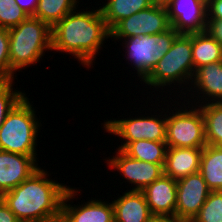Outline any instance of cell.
<instances>
[{"label": "cell", "mask_w": 222, "mask_h": 222, "mask_svg": "<svg viewBox=\"0 0 222 222\" xmlns=\"http://www.w3.org/2000/svg\"><path fill=\"white\" fill-rule=\"evenodd\" d=\"M25 95L7 114L0 127V150L36 156L37 137L42 126L35 107Z\"/></svg>", "instance_id": "5b68a950"}, {"label": "cell", "mask_w": 222, "mask_h": 222, "mask_svg": "<svg viewBox=\"0 0 222 222\" xmlns=\"http://www.w3.org/2000/svg\"><path fill=\"white\" fill-rule=\"evenodd\" d=\"M36 157L0 150V197L40 168Z\"/></svg>", "instance_id": "9a60e30c"}, {"label": "cell", "mask_w": 222, "mask_h": 222, "mask_svg": "<svg viewBox=\"0 0 222 222\" xmlns=\"http://www.w3.org/2000/svg\"><path fill=\"white\" fill-rule=\"evenodd\" d=\"M180 33L174 28L154 35L132 36L122 39V46L127 53L128 63L134 66L137 77L142 82L153 70L157 62L169 51L175 38Z\"/></svg>", "instance_id": "52a82bcc"}, {"label": "cell", "mask_w": 222, "mask_h": 222, "mask_svg": "<svg viewBox=\"0 0 222 222\" xmlns=\"http://www.w3.org/2000/svg\"><path fill=\"white\" fill-rule=\"evenodd\" d=\"M126 191L118 199L112 201L115 222H146L152 214L144 193L142 191Z\"/></svg>", "instance_id": "ac0fdd59"}, {"label": "cell", "mask_w": 222, "mask_h": 222, "mask_svg": "<svg viewBox=\"0 0 222 222\" xmlns=\"http://www.w3.org/2000/svg\"><path fill=\"white\" fill-rule=\"evenodd\" d=\"M13 83L14 80L0 81V127L7 114L26 95L25 91L16 90Z\"/></svg>", "instance_id": "484cf974"}, {"label": "cell", "mask_w": 222, "mask_h": 222, "mask_svg": "<svg viewBox=\"0 0 222 222\" xmlns=\"http://www.w3.org/2000/svg\"><path fill=\"white\" fill-rule=\"evenodd\" d=\"M8 33L10 80L17 77L14 76L16 71L33 66L47 50L52 51L51 27L39 18L28 16L19 25L9 28Z\"/></svg>", "instance_id": "3957f363"}, {"label": "cell", "mask_w": 222, "mask_h": 222, "mask_svg": "<svg viewBox=\"0 0 222 222\" xmlns=\"http://www.w3.org/2000/svg\"><path fill=\"white\" fill-rule=\"evenodd\" d=\"M194 64L192 61V33H180L169 51L157 62L150 74L142 81L149 88H171V84L182 88L192 82ZM178 83V84H177ZM183 85V86H182ZM164 87V88H163Z\"/></svg>", "instance_id": "277c9868"}, {"label": "cell", "mask_w": 222, "mask_h": 222, "mask_svg": "<svg viewBox=\"0 0 222 222\" xmlns=\"http://www.w3.org/2000/svg\"><path fill=\"white\" fill-rule=\"evenodd\" d=\"M79 192L81 191L72 187L66 190L61 206V219L64 222H115L112 202L91 198L85 204L71 205L69 201Z\"/></svg>", "instance_id": "7c38bea8"}, {"label": "cell", "mask_w": 222, "mask_h": 222, "mask_svg": "<svg viewBox=\"0 0 222 222\" xmlns=\"http://www.w3.org/2000/svg\"><path fill=\"white\" fill-rule=\"evenodd\" d=\"M171 27L167 8L152 5L119 21L110 30V38L116 43L132 36L159 34Z\"/></svg>", "instance_id": "9c48e42d"}, {"label": "cell", "mask_w": 222, "mask_h": 222, "mask_svg": "<svg viewBox=\"0 0 222 222\" xmlns=\"http://www.w3.org/2000/svg\"><path fill=\"white\" fill-rule=\"evenodd\" d=\"M204 118L207 145L222 146V102L197 105Z\"/></svg>", "instance_id": "603a6c76"}, {"label": "cell", "mask_w": 222, "mask_h": 222, "mask_svg": "<svg viewBox=\"0 0 222 222\" xmlns=\"http://www.w3.org/2000/svg\"><path fill=\"white\" fill-rule=\"evenodd\" d=\"M199 173L211 191H222V146L203 148Z\"/></svg>", "instance_id": "ffe728a7"}, {"label": "cell", "mask_w": 222, "mask_h": 222, "mask_svg": "<svg viewBox=\"0 0 222 222\" xmlns=\"http://www.w3.org/2000/svg\"><path fill=\"white\" fill-rule=\"evenodd\" d=\"M206 30L222 45V20H207Z\"/></svg>", "instance_id": "f546056e"}, {"label": "cell", "mask_w": 222, "mask_h": 222, "mask_svg": "<svg viewBox=\"0 0 222 222\" xmlns=\"http://www.w3.org/2000/svg\"><path fill=\"white\" fill-rule=\"evenodd\" d=\"M82 10L78 12L76 8L51 28L52 51L68 53L83 67L90 68L105 39L110 38V30L100 8Z\"/></svg>", "instance_id": "6da1fadb"}, {"label": "cell", "mask_w": 222, "mask_h": 222, "mask_svg": "<svg viewBox=\"0 0 222 222\" xmlns=\"http://www.w3.org/2000/svg\"><path fill=\"white\" fill-rule=\"evenodd\" d=\"M174 0H151L152 5L167 8Z\"/></svg>", "instance_id": "836d02e7"}, {"label": "cell", "mask_w": 222, "mask_h": 222, "mask_svg": "<svg viewBox=\"0 0 222 222\" xmlns=\"http://www.w3.org/2000/svg\"><path fill=\"white\" fill-rule=\"evenodd\" d=\"M207 20H222V0L207 1Z\"/></svg>", "instance_id": "f1b7e54d"}, {"label": "cell", "mask_w": 222, "mask_h": 222, "mask_svg": "<svg viewBox=\"0 0 222 222\" xmlns=\"http://www.w3.org/2000/svg\"><path fill=\"white\" fill-rule=\"evenodd\" d=\"M191 222H222V191H211Z\"/></svg>", "instance_id": "d4e9b609"}, {"label": "cell", "mask_w": 222, "mask_h": 222, "mask_svg": "<svg viewBox=\"0 0 222 222\" xmlns=\"http://www.w3.org/2000/svg\"><path fill=\"white\" fill-rule=\"evenodd\" d=\"M0 222H21L0 197Z\"/></svg>", "instance_id": "4dcf8cb0"}, {"label": "cell", "mask_w": 222, "mask_h": 222, "mask_svg": "<svg viewBox=\"0 0 222 222\" xmlns=\"http://www.w3.org/2000/svg\"><path fill=\"white\" fill-rule=\"evenodd\" d=\"M79 0H39L33 17L39 18L51 28L67 14L75 10Z\"/></svg>", "instance_id": "cb8c5ba5"}, {"label": "cell", "mask_w": 222, "mask_h": 222, "mask_svg": "<svg viewBox=\"0 0 222 222\" xmlns=\"http://www.w3.org/2000/svg\"><path fill=\"white\" fill-rule=\"evenodd\" d=\"M202 150L200 148H167L164 175L177 181L199 172Z\"/></svg>", "instance_id": "e0dca14e"}, {"label": "cell", "mask_w": 222, "mask_h": 222, "mask_svg": "<svg viewBox=\"0 0 222 222\" xmlns=\"http://www.w3.org/2000/svg\"><path fill=\"white\" fill-rule=\"evenodd\" d=\"M210 192L199 172L177 180L175 219L180 222H191L199 213Z\"/></svg>", "instance_id": "8fae6325"}, {"label": "cell", "mask_w": 222, "mask_h": 222, "mask_svg": "<svg viewBox=\"0 0 222 222\" xmlns=\"http://www.w3.org/2000/svg\"><path fill=\"white\" fill-rule=\"evenodd\" d=\"M162 110L161 113H154L155 115L151 116L138 115L139 118L107 119L101 125L104 124L103 130H106L109 134L112 133L113 136H118L124 143H131L137 140L165 142L166 113L163 115L164 107H162Z\"/></svg>", "instance_id": "ba28073f"}, {"label": "cell", "mask_w": 222, "mask_h": 222, "mask_svg": "<svg viewBox=\"0 0 222 222\" xmlns=\"http://www.w3.org/2000/svg\"><path fill=\"white\" fill-rule=\"evenodd\" d=\"M16 4L28 15L34 16L39 0H15Z\"/></svg>", "instance_id": "1f68e13d"}, {"label": "cell", "mask_w": 222, "mask_h": 222, "mask_svg": "<svg viewBox=\"0 0 222 222\" xmlns=\"http://www.w3.org/2000/svg\"><path fill=\"white\" fill-rule=\"evenodd\" d=\"M100 12L111 30L119 21L152 6L151 0H106Z\"/></svg>", "instance_id": "7402d4cb"}, {"label": "cell", "mask_w": 222, "mask_h": 222, "mask_svg": "<svg viewBox=\"0 0 222 222\" xmlns=\"http://www.w3.org/2000/svg\"><path fill=\"white\" fill-rule=\"evenodd\" d=\"M146 222H180L173 217L165 215H151Z\"/></svg>", "instance_id": "d6a6232c"}, {"label": "cell", "mask_w": 222, "mask_h": 222, "mask_svg": "<svg viewBox=\"0 0 222 222\" xmlns=\"http://www.w3.org/2000/svg\"><path fill=\"white\" fill-rule=\"evenodd\" d=\"M188 86L185 87L187 90L181 95V98L184 94L186 96V91L190 92L193 88L191 91L195 94L190 92L192 96H190V98H193V101L190 98L186 99L185 96L183 97L185 101L188 100L187 102L195 106L212 102H222V61L210 63L198 68L194 73L191 84ZM194 97H196V99Z\"/></svg>", "instance_id": "4fadbf2b"}, {"label": "cell", "mask_w": 222, "mask_h": 222, "mask_svg": "<svg viewBox=\"0 0 222 222\" xmlns=\"http://www.w3.org/2000/svg\"><path fill=\"white\" fill-rule=\"evenodd\" d=\"M152 215H165L175 218L177 203V181L162 175L143 191Z\"/></svg>", "instance_id": "2e32d148"}, {"label": "cell", "mask_w": 222, "mask_h": 222, "mask_svg": "<svg viewBox=\"0 0 222 222\" xmlns=\"http://www.w3.org/2000/svg\"><path fill=\"white\" fill-rule=\"evenodd\" d=\"M52 222H64L62 219H58V220H55V221H52Z\"/></svg>", "instance_id": "e575fe53"}, {"label": "cell", "mask_w": 222, "mask_h": 222, "mask_svg": "<svg viewBox=\"0 0 222 222\" xmlns=\"http://www.w3.org/2000/svg\"><path fill=\"white\" fill-rule=\"evenodd\" d=\"M116 151L115 156L106 158V164L110 169H116L123 176L122 179L133 184L130 191H143L164 175V168L160 164L134 159L118 148Z\"/></svg>", "instance_id": "30bf717a"}, {"label": "cell", "mask_w": 222, "mask_h": 222, "mask_svg": "<svg viewBox=\"0 0 222 222\" xmlns=\"http://www.w3.org/2000/svg\"><path fill=\"white\" fill-rule=\"evenodd\" d=\"M10 80L9 33L0 27V81Z\"/></svg>", "instance_id": "83f0119b"}, {"label": "cell", "mask_w": 222, "mask_h": 222, "mask_svg": "<svg viewBox=\"0 0 222 222\" xmlns=\"http://www.w3.org/2000/svg\"><path fill=\"white\" fill-rule=\"evenodd\" d=\"M192 61L194 73L204 65L222 61V45L207 30L192 33Z\"/></svg>", "instance_id": "d6986e66"}, {"label": "cell", "mask_w": 222, "mask_h": 222, "mask_svg": "<svg viewBox=\"0 0 222 222\" xmlns=\"http://www.w3.org/2000/svg\"><path fill=\"white\" fill-rule=\"evenodd\" d=\"M169 20L179 33H194L206 30V0H174L167 7Z\"/></svg>", "instance_id": "5bb4252c"}, {"label": "cell", "mask_w": 222, "mask_h": 222, "mask_svg": "<svg viewBox=\"0 0 222 222\" xmlns=\"http://www.w3.org/2000/svg\"><path fill=\"white\" fill-rule=\"evenodd\" d=\"M39 168L1 199L21 222H52L61 219L62 200L69 186L48 178Z\"/></svg>", "instance_id": "7a4b0ae2"}, {"label": "cell", "mask_w": 222, "mask_h": 222, "mask_svg": "<svg viewBox=\"0 0 222 222\" xmlns=\"http://www.w3.org/2000/svg\"><path fill=\"white\" fill-rule=\"evenodd\" d=\"M182 104L177 102L174 111H169L170 105L167 104L166 113V144L167 148H200L203 149L207 144L205 140L204 118L199 106L189 102ZM186 104L188 106H186ZM180 108L178 109V107ZM192 106V107H191ZM188 107V108H187ZM198 107V108H197ZM176 108V109H175Z\"/></svg>", "instance_id": "8992f818"}, {"label": "cell", "mask_w": 222, "mask_h": 222, "mask_svg": "<svg viewBox=\"0 0 222 222\" xmlns=\"http://www.w3.org/2000/svg\"><path fill=\"white\" fill-rule=\"evenodd\" d=\"M28 15L15 0H0V27L12 28L24 21Z\"/></svg>", "instance_id": "4316f807"}, {"label": "cell", "mask_w": 222, "mask_h": 222, "mask_svg": "<svg viewBox=\"0 0 222 222\" xmlns=\"http://www.w3.org/2000/svg\"><path fill=\"white\" fill-rule=\"evenodd\" d=\"M118 149H121L134 159L160 164L164 168L167 150L166 142L137 140L131 143H121Z\"/></svg>", "instance_id": "44dd1931"}]
</instances>
